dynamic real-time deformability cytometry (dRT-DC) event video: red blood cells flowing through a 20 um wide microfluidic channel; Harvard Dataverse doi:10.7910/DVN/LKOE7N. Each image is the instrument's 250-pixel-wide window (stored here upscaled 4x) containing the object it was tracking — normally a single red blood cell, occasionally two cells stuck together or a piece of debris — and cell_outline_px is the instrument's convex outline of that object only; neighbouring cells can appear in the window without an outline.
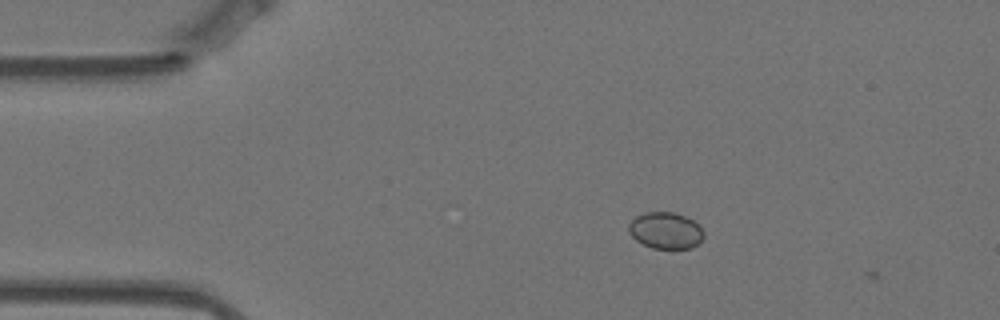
{"species": "Egyptian fruit bat (a non-hibernating species)", "species_latin": "Rousettus aegyptiacus", "temperature_condition": "warm", "stored_images_in_passage": 3, "camera_frame_rate_fps": 3000, "um_per_image_px": 0.085, "animal": {"sex": "female"}, "frame": {"image": 1, "passage_image": 2, "time_ms": 0.333, "image_size_px": [1000, 320], "cell_outline_px": [[704, 236], [692, 248], [652, 248], [636, 240], [628, 232], [628, 224], [636, 216], [644, 212], [676, 212], [700, 224], [704, 232]], "centroid_in_image_um": [56.57, 19.58], "position_along_channel_um": 28.4, "area_um2": 16.01}}